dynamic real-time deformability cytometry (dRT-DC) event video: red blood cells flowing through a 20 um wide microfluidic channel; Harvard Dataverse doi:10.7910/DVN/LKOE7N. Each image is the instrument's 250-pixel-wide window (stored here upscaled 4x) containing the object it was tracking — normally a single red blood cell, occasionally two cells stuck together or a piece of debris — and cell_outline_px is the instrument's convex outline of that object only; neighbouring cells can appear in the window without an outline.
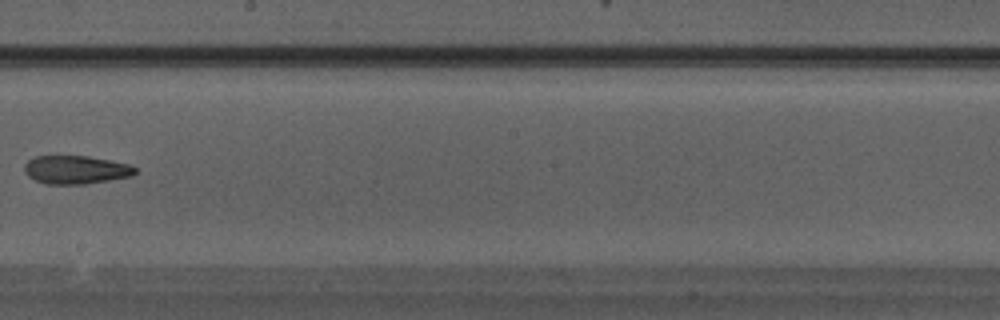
{"species": "Egyptian fruit bat (a non-hibernating species)", "species_latin": "Rousettus aegyptiacus", "temperature_condition": "warm", "stored_images_in_passage": 33, "camera_frame_rate_fps": 3000, "um_per_image_px": 0.085, "animal": {"sex": "male"}, "frame": {"image": 1, "passage_image": 19, "time_ms": 6.0, "image_size_px": [1000, 320], "cell_outline_px": [[136, 172], [132, 176], [84, 184], [48, 184], [36, 180], [28, 176], [24, 172], [24, 164], [28, 160], [36, 156], [88, 156], [128, 164], [136, 168]], "centroid_in_image_um": [6.42, 14.43], "position_along_channel_um": 241.8, "area_um2": 18.15}}